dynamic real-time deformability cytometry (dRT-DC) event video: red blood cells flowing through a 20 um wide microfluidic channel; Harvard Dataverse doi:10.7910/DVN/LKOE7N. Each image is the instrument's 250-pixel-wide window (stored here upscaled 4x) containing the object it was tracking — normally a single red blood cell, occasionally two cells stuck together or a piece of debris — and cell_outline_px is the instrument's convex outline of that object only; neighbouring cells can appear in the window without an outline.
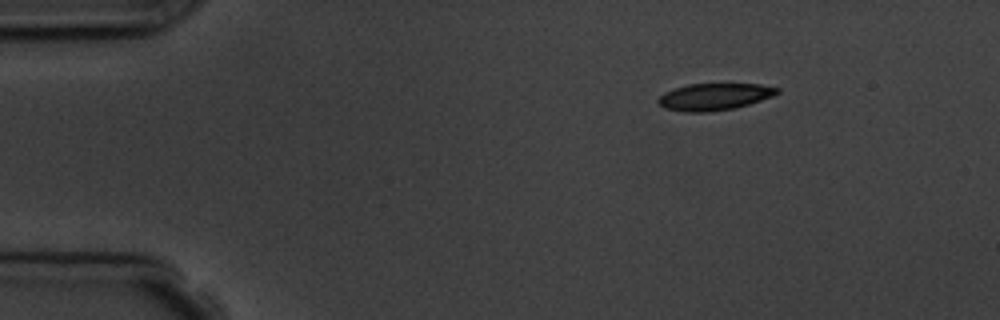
{"species": "common noctule bat (a hibernating species)", "species_latin": "Nyctalus noctula", "temperature_condition": "room temperature", "stored_images_in_passage": 7, "camera_frame_rate_fps": 3000, "um_per_image_px": 0.085, "animal": {"sex": "male", "body_mass_g": 19.5, "forearm_length_mm": 54.6}, "frame": {"image": 1, "passage_image": 1, "time_ms": 0.0, "image_size_px": [1000, 320], "cell_outline_px": [[780, 92], [772, 96], [748, 104], [732, 108], [704, 112], [688, 112], [664, 108], [656, 100], [664, 92], [688, 84], [760, 84], [780, 88]], "centroid_in_image_um": [60.71, 8.21], "position_along_channel_um": 24.3, "area_um2": 18.38}}
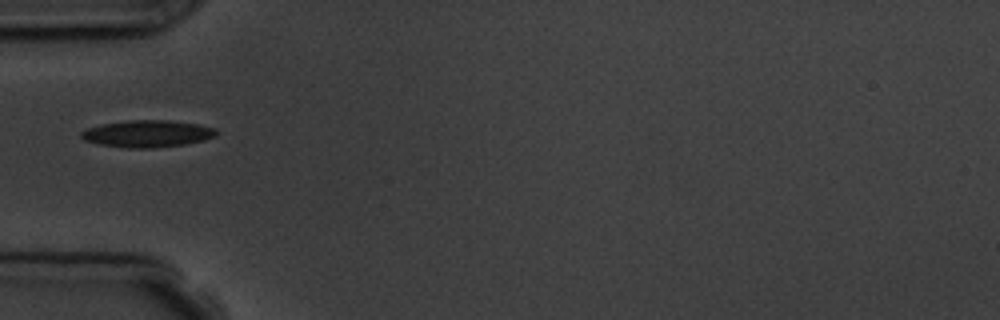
{"frame": {"image": 2, "passage_image": 4, "time_ms": 3.333, "image_size_px": [1000, 320], "cell_outline_px": [[216, 136], [204, 140], [184, 144], [152, 148], [128, 148], [100, 144], [84, 140], [80, 136], [80, 132], [88, 128], [100, 124], [128, 120], [168, 120], [200, 124], [216, 128]], "centroid_in_image_um": [12.53, 11.35], "position_along_channel_um": 72.5, "area_um2": 21.27}}